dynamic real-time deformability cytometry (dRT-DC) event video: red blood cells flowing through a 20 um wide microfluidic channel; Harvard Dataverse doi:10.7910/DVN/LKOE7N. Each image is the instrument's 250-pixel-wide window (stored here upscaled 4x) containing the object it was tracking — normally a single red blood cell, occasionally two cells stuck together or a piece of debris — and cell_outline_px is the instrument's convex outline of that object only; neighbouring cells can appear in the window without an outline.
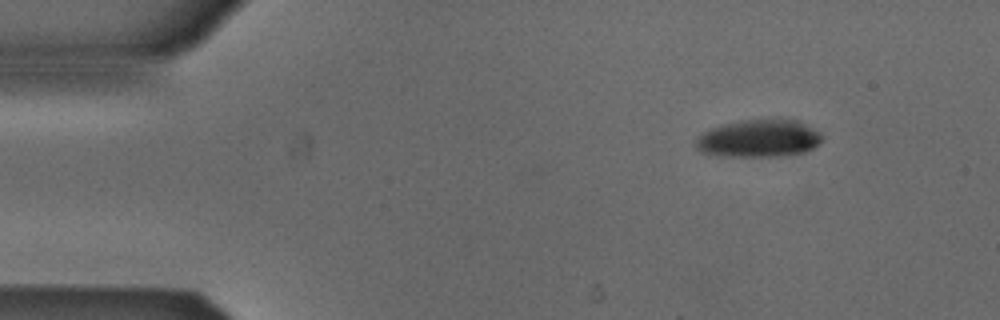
{"species": "Egyptian fruit bat (a non-hibernating species)", "species_latin": "Rousettus aegyptiacus", "temperature_condition": "cold", "stored_images_in_passage": 5, "camera_frame_rate_fps": 3000, "um_per_image_px": 0.085, "animal": {"sex": "male"}, "frame": {"image": 1, "passage_image": 1, "time_ms": 0.0, "image_size_px": [1000, 320], "cell_outline_px": [[824, 136], [820, 144], [804, 152], [776, 156], [720, 156], [700, 152], [692, 144], [700, 132], [724, 124], [744, 120], [800, 120], [820, 132]], "centroid_in_image_um": [64.47, 11.77], "position_along_channel_um": 20.5, "area_um2": 27.8}}